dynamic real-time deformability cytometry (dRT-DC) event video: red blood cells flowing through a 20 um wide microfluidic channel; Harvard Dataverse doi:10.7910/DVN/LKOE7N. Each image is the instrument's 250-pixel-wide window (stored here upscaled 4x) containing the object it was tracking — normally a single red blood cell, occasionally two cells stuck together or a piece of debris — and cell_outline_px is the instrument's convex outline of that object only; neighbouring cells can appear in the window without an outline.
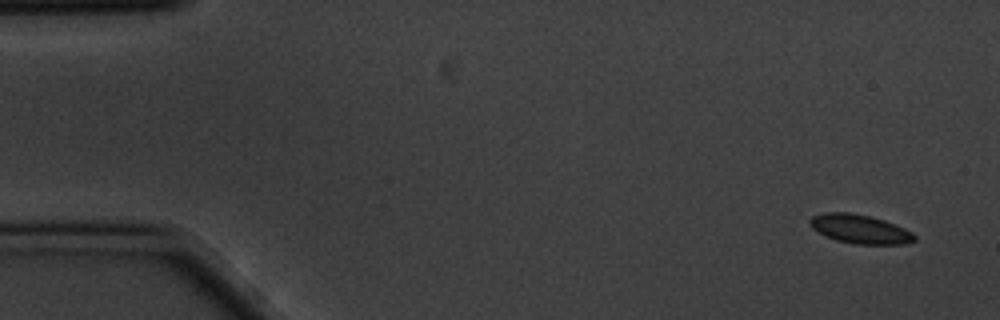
{"species": "common noctule bat (a hibernating species)", "species_latin": "Nyctalus noctula", "temperature_condition": "cold", "stored_images_in_passage": 5, "camera_frame_rate_fps": 3000, "um_per_image_px": 0.085, "animal": {"sex": "male", "body_mass_g": 20.1, "forearm_length_mm": 53.5}, "frame": {"image": 1, "passage_image": 1, "time_ms": 0.0, "image_size_px": [1000, 320], "cell_outline_px": [[916, 240], [904, 244], [856, 244], [836, 240], [812, 228], [808, 224], [808, 220], [812, 216], [824, 212], [848, 212], [868, 216], [884, 220], [904, 228], [912, 232], [916, 236]], "centroid_in_image_um": [73.09, 19.46], "position_along_channel_um": 11.9, "area_um2": 17.51}}